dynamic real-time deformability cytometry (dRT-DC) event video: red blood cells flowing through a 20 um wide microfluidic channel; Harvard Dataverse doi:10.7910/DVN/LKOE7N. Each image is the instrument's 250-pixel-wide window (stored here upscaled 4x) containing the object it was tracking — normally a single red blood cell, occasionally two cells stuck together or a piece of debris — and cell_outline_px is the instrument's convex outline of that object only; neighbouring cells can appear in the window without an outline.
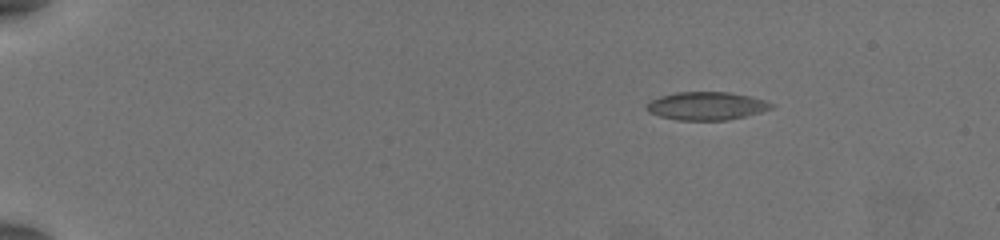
{"species": "common noctule bat (a hibernating species)", "species_latin": "Nyctalus noctula", "temperature_condition": "warm", "stored_images_in_passage": 32, "camera_frame_rate_fps": 3000, "um_per_image_px": 0.085, "animal": {"sex": "female", "body_mass_g": 19.5, "forearm_length_mm": 54.1}, "frame": {"image": 1, "passage_image": 3, "time_ms": 0.667, "image_size_px": [1000, 240], "cell_outline_px": [[772, 108], [760, 112], [728, 120], [676, 120], [660, 116], [648, 112], [644, 108], [644, 104], [660, 96], [676, 92], [728, 92], [748, 96], [764, 100], [772, 104]], "centroid_in_image_um": [59.98, 9.01], "position_along_channel_um": 25.0, "area_um2": 20.35}}
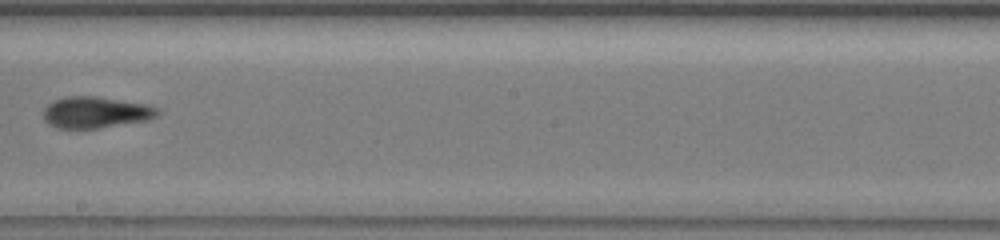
{"frame": {"image": 2, "passage_image": 15, "time_ms": 4.667, "image_size_px": [1000, 240], "cell_outline_px": [[160, 112], [156, 116], [148, 120], [96, 128], [56, 128], [48, 124], [44, 120], [44, 108], [48, 104], [56, 100], [68, 96], [96, 96], [144, 104], [156, 108]], "centroid_in_image_um": [8.1, 9.55], "position_along_channel_um": 240.1, "area_um2": 20.58}}
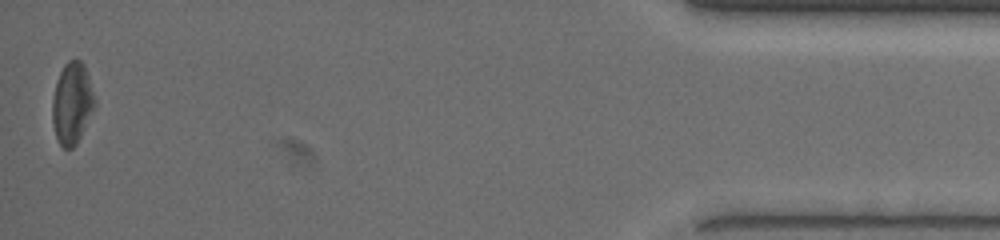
{"frame": {"image": 3, "passage_image": 32, "time_ms": 10.333, "image_size_px": [1000, 240], "cell_outline_px": [[96, 104], [76, 144], [72, 148], [64, 148], [60, 144], [56, 136], [52, 124], [52, 100], [56, 80], [64, 64], [68, 60], [80, 60], [84, 64], [96, 100]], "centroid_in_image_um": [6.11, 8.76], "position_along_channel_um": 429.1, "area_um2": 20.06}, "authors_computed_cell_mechanics": {"area_um2": 20.4323, "velocity_mm_per_s": 4.913, "shape_relaxation_time_tau1_ms": 4.0639, "shape_relaxation_time_tau2_ms": 1.3764, "deformation_change_tau1": 0.1473, "deformation_change_tau2": 0.0771}}